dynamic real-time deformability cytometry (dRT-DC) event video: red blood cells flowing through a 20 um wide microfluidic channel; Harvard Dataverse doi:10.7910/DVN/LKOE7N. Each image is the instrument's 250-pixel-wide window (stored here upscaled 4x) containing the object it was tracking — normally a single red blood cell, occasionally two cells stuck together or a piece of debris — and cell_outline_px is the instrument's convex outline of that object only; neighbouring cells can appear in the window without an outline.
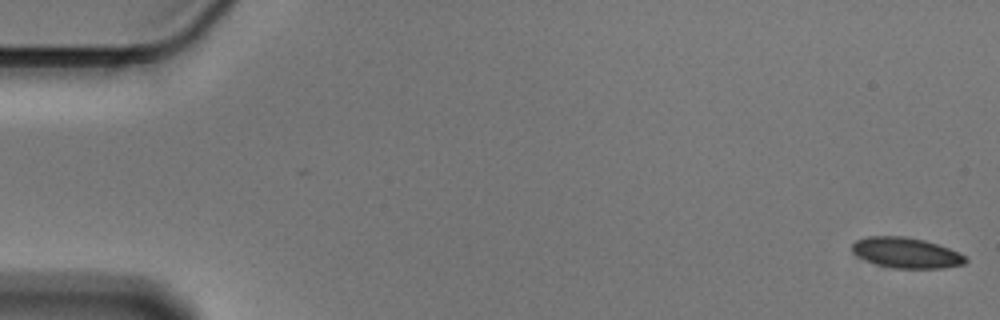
{"species": "Egyptian fruit bat (a non-hibernating species)", "species_latin": "Rousettus aegyptiacus", "temperature_condition": "cold", "stored_images_in_passage": 57, "segment_of_instrument_passage": [1, 2], "camera_frame_rate_fps": 3000, "um_per_image_px": 0.085, "animal": {"sex": "male"}, "frame": {"image": 1, "passage_image": 1, "time_ms": 0.0, "image_size_px": [1000, 320], "cell_outline_px": [[968, 260], [964, 264], [944, 268], [892, 268], [876, 264], [864, 260], [852, 252], [852, 244], [856, 240], [868, 236], [904, 236], [924, 240], [948, 248], [964, 256]], "centroid_in_image_um": [76.99, 21.49], "position_along_channel_um": 8.0, "area_um2": 20.06}}
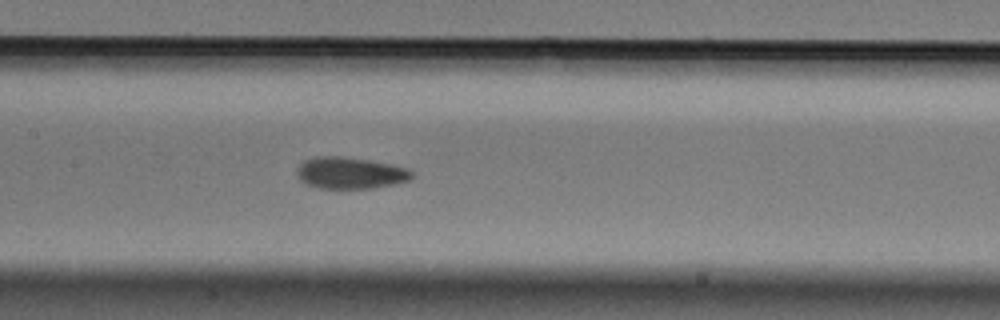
{"frame": {"image": 2, "passage_image": 27, "time_ms": 8.667, "image_size_px": [1000, 320], "cell_outline_px": [[416, 176], [408, 180], [396, 184], [372, 188], [320, 188], [308, 184], [300, 180], [296, 172], [300, 164], [304, 160], [316, 156], [340, 156], [368, 160], [392, 164], [408, 168]], "centroid_in_image_um": [29.8, 14.7], "position_along_channel_um": 177.6, "area_um2": 21.21}}
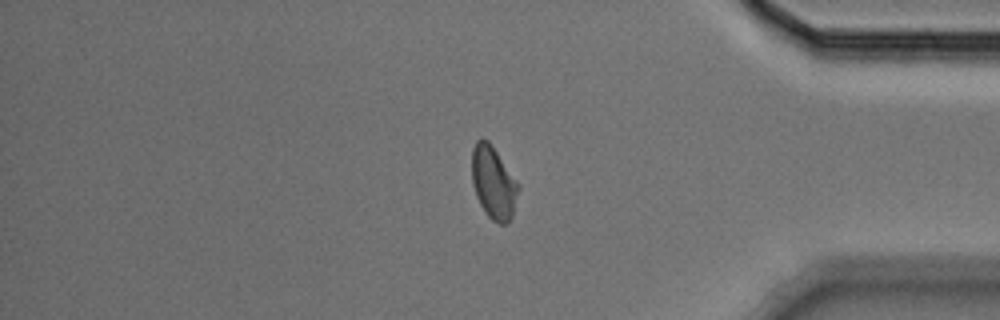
{"frame": {"image": 3, "passage_image": 47, "time_ms": 15.333, "image_size_px": [1000, 320], "cell_outline_px": [[520, 188], [512, 216], [508, 224], [500, 224], [492, 220], [488, 216], [480, 204], [476, 196], [472, 184], [472, 148], [476, 140], [480, 136], [488, 140], [492, 144], [520, 184]], "centroid_in_image_um": [41.95, 15.49], "position_along_channel_um": 393.2, "area_um2": 20.11}}